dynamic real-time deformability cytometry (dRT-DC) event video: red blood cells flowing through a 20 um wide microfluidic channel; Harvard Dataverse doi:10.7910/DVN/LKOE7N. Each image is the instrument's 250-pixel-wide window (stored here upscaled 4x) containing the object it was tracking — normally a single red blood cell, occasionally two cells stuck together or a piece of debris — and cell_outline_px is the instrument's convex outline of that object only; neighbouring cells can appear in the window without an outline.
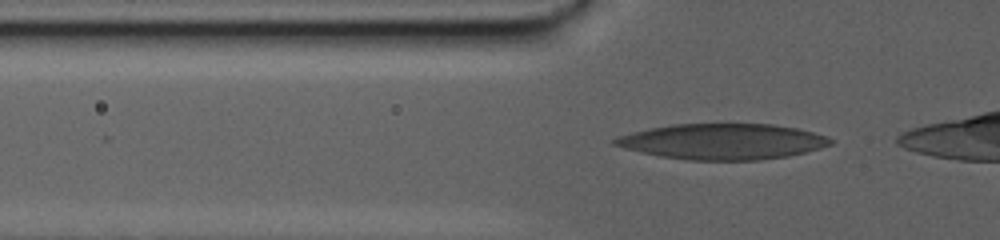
{"species": "human", "species_latin": "Homo sapiens", "temperature_condition": "warm", "stored_images_in_passage": 51, "camera_frame_rate_fps": 3000, "um_per_image_px": 0.085, "donor": {"sex": "male"}, "frame": {"image": 1, "passage_image": 3, "time_ms": 0.667, "image_size_px": [1000, 240], "cell_outline_px": [[836, 140], [832, 144], [820, 148], [788, 156], [760, 160], [688, 160], [660, 156], [640, 152], [624, 148], [612, 144], [612, 140], [616, 136], [652, 128], [676, 124], [772, 124], [796, 128], [828, 136]], "centroid_in_image_um": [61.44, 12.03], "position_along_channel_um": 64.4, "area_um2": 44.8}}
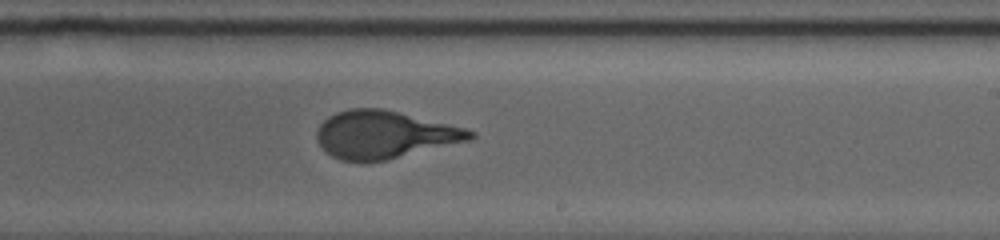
{"frame": {"image": 2, "passage_image": 28, "time_ms": 9.0, "image_size_px": [1000, 240], "cell_outline_px": [[476, 136], [472, 140], [388, 160], [364, 164], [340, 160], [332, 156], [316, 140], [316, 132], [320, 124], [328, 116], [336, 112], [352, 108], [384, 108], [464, 128], [476, 132]], "centroid_in_image_um": [32.67, 11.47], "position_along_channel_um": 256.3, "area_um2": 43.06}}
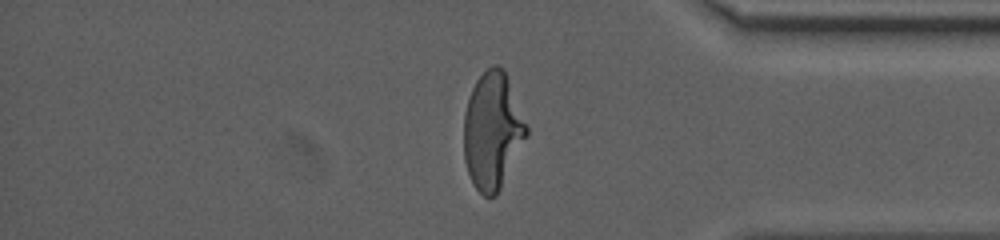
{"frame": {"image": 3, "passage_image": 47, "time_ms": 15.333, "image_size_px": [1000, 240], "cell_outline_px": [[528, 136], [496, 196], [484, 196], [472, 184], [464, 160], [464, 112], [472, 88], [476, 80], [492, 64], [496, 64], [504, 68], [528, 128]], "centroid_in_image_um": [41.86, 11.11], "position_along_channel_um": 393.3, "area_um2": 42.6}}